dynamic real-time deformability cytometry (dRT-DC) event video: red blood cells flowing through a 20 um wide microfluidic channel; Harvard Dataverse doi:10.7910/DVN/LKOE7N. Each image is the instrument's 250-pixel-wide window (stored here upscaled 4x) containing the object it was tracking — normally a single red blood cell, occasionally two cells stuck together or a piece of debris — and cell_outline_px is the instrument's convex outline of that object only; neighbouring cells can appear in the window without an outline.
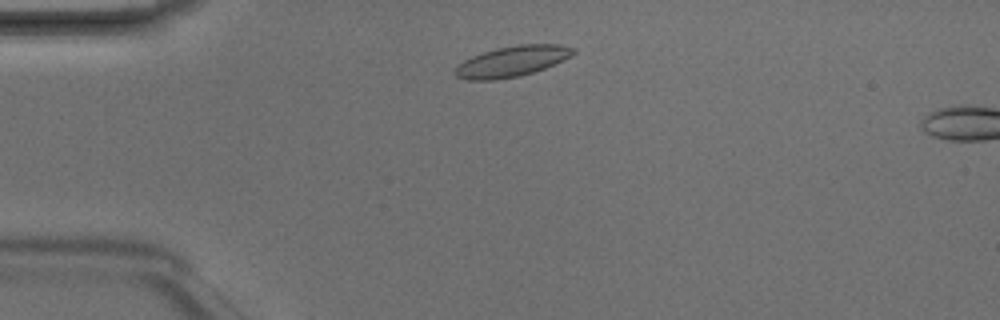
{"species": "Egyptian fruit bat (a non-hibernating species)", "species_latin": "Rousettus aegyptiacus", "temperature_condition": "room temperature", "stored_images_in_passage": 2, "camera_frame_rate_fps": 3000, "um_per_image_px": 0.085, "animal": {"sex": "male"}, "frame": {"image": 1, "passage_image": 1, "time_ms": 0.0, "image_size_px": [1000, 320], "cell_outline_px": [[576, 52], [544, 68], [520, 76], [492, 80], [468, 80], [456, 76], [452, 72], [464, 60], [472, 56], [496, 48], [520, 44], [560, 44], [576, 48]], "centroid_in_image_um": [43.49, 5.21], "position_along_channel_um": 41.5, "area_um2": 20.81}}